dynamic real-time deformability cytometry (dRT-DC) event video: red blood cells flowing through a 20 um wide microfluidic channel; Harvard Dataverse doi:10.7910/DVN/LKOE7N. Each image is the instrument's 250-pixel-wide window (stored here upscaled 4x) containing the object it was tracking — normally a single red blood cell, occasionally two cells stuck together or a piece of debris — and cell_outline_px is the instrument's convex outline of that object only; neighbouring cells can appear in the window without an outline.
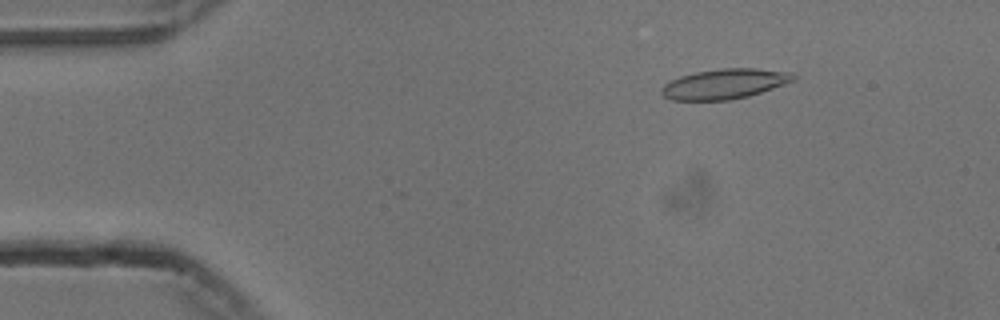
{"species": "common noctule bat (a hibernating species)", "species_latin": "Nyctalus noctula", "temperature_condition": "cold", "stored_images_in_passage": 48, "camera_frame_rate_fps": 3000, "um_per_image_px": 0.085, "animal": {"sex": "male", "body_mass_g": 13.3}, "frame": {"image": 1, "passage_image": 1, "time_ms": 0.0, "image_size_px": [1000, 320], "cell_outline_px": [[796, 80], [748, 96], [728, 100], [672, 100], [664, 96], [660, 92], [660, 88], [664, 84], [680, 76], [696, 72], [720, 68], [756, 68], [796, 72]], "centroid_in_image_um": [61.62, 7.12], "position_along_channel_um": 23.4, "area_um2": 23.18}}
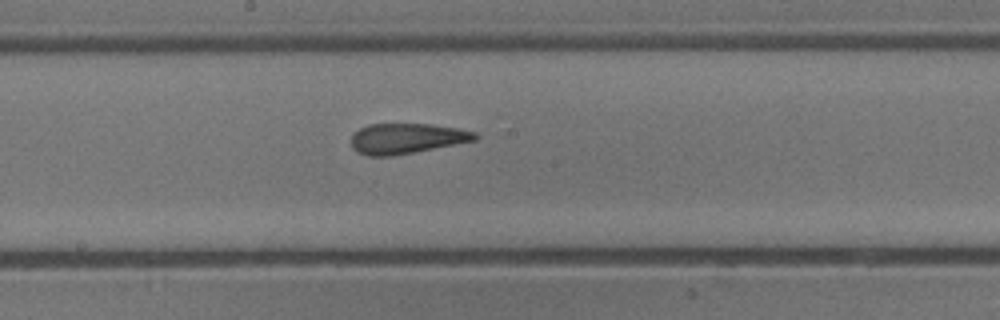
{"frame": {"image": 2, "passage_image": 22, "time_ms": 7.0, "image_size_px": [1000, 320], "cell_outline_px": [[480, 136], [476, 140], [392, 156], [368, 156], [356, 152], [352, 148], [352, 132], [368, 124], [432, 124], [460, 128], [476, 132]], "centroid_in_image_um": [34.55, 11.76], "position_along_channel_um": 213.6, "area_um2": 22.02}}
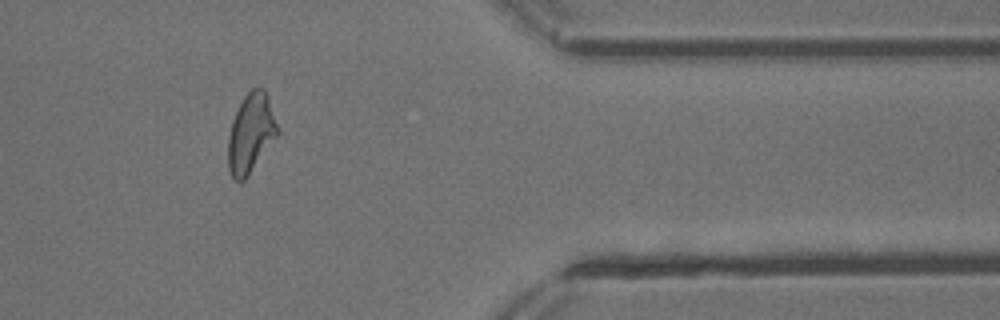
{"frame": {"image": 3, "passage_image": 38, "time_ms": 12.333, "image_size_px": [1000, 320], "cell_outline_px": [[280, 132], [244, 180], [240, 184], [232, 176], [228, 168], [228, 136], [232, 120], [244, 96], [252, 88], [264, 88], [268, 96]], "centroid_in_image_um": [21.32, 11.32], "position_along_channel_um": 390.1, "area_um2": 22.66}, "authors_computed_cell_mechanics": {"area_um2": 22.6865, "velocity_mm_per_s": 3.7599, "shape_relaxation_time_tau1_ms": null, "shape_relaxation_time_tau2_ms": 1.9423, "deformation_change_tau1": null, "deformation_change_tau2": 0.0932}}